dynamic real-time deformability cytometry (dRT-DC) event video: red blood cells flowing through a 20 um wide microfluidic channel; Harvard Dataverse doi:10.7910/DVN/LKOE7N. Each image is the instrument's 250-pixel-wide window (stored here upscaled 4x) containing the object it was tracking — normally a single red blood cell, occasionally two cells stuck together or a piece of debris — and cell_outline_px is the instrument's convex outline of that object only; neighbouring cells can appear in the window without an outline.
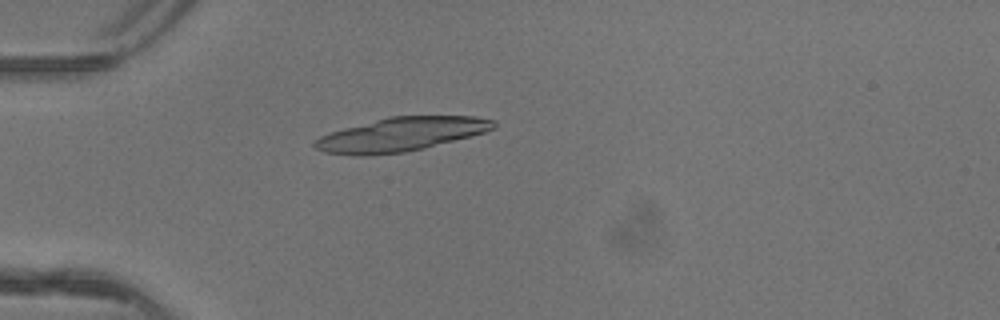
{"species": "common noctule bat (a hibernating species)", "species_latin": "Nyctalus noctula", "temperature_condition": "warm", "stored_images_in_passage": 50, "camera_frame_rate_fps": 3000, "um_per_image_px": 0.085, "animal": {"sex": "female"}, "frame": {"image": 1, "passage_image": 15, "time_ms": 4.667, "image_size_px": [1000, 320], "cell_outline_px": [[496, 128], [472, 136], [424, 148], [404, 152], [372, 156], [352, 156], [324, 152], [312, 148], [312, 144], [320, 136], [328, 132], [388, 116], [476, 116], [496, 120]], "centroid_in_image_um": [34.05, 11.43], "position_along_channel_um": 50.9, "area_um2": 35.72}}